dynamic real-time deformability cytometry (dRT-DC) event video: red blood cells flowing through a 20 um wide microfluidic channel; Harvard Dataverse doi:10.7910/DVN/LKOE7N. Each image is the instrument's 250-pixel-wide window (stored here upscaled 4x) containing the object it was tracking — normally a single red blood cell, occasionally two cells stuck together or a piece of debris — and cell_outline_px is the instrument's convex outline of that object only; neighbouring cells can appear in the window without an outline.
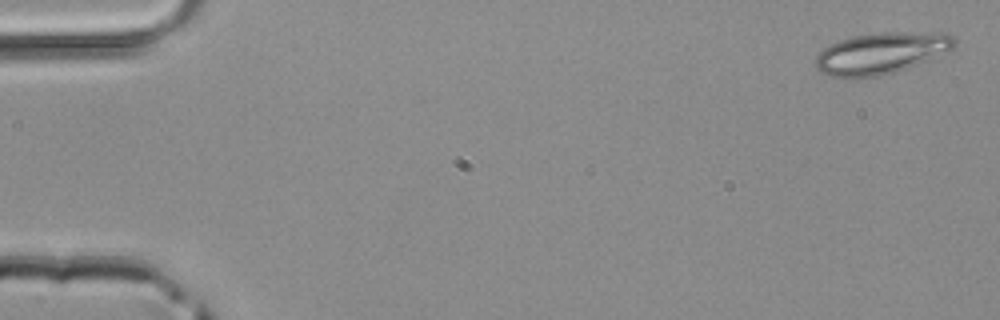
{"species": "common noctule bat (a hibernating species)", "species_latin": "Nyctalus noctula", "temperature_condition": "room temperature", "stored_images_in_passage": 4, "camera_frame_rate_fps": 3000, "um_per_image_px": 0.085, "animal": {"sex": "male", "body_mass_g": 20.4}, "frame": {"image": 1, "passage_image": 1, "time_ms": 0.0, "image_size_px": [1000, 320], "cell_outline_px": [[956, 44], [952, 48], [928, 60], [908, 68], [876, 76], [852, 80], [828, 76], [820, 72], [816, 68], [816, 56], [828, 44], [836, 40], [852, 36], [884, 32], [940, 32], [956, 36]], "centroid_in_image_um": [74.85, 4.53], "position_along_channel_um": 10.1, "area_um2": 34.04}}